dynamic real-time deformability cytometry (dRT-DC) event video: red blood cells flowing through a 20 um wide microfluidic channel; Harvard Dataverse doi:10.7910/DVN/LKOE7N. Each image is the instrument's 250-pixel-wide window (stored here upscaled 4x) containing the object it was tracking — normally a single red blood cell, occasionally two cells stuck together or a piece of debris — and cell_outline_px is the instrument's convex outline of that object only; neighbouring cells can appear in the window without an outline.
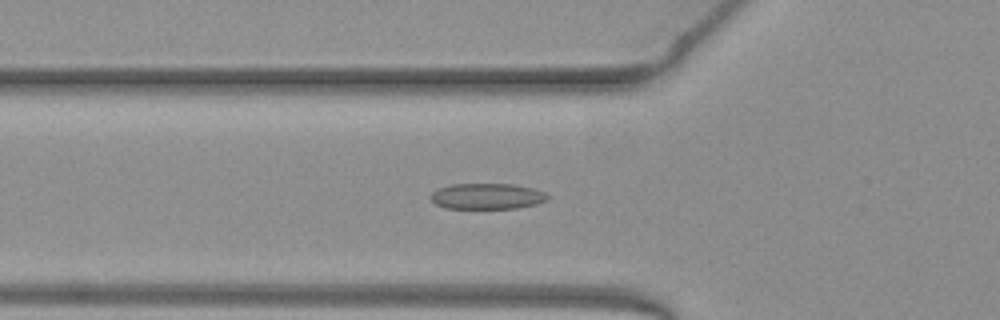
{"species": "common noctule bat (a hibernating species)", "species_latin": "Nyctalus noctula", "temperature_condition": "warm", "stored_images_in_passage": 51, "camera_frame_rate_fps": 3000, "um_per_image_px": 0.085, "animal": {"sex": "female", "body_mass_g": 19.3, "forearm_length_mm": 54.1}, "frame": {"image": 1, "passage_image": 17, "time_ms": 5.333, "image_size_px": [1000, 320], "cell_outline_px": [[552, 196], [548, 200], [536, 204], [516, 208], [444, 208], [436, 204], [428, 196], [436, 188], [452, 184], [512, 184], [532, 188], [544, 192]], "centroid_in_image_um": [41.39, 16.68], "position_along_channel_um": 84.4, "area_um2": 17.74}}
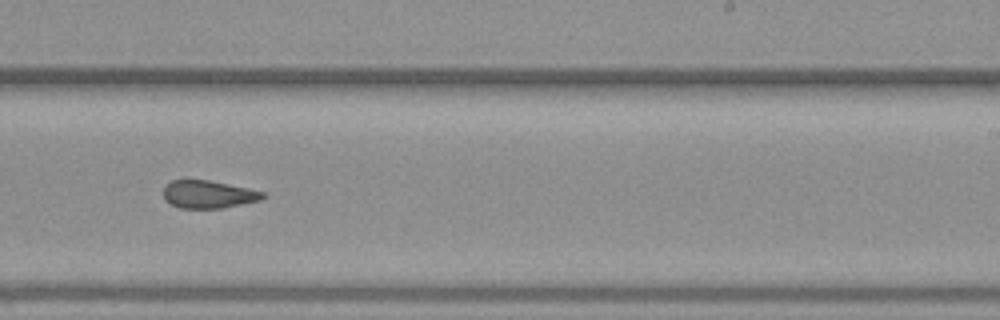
{"frame": {"image": 2, "passage_image": 31, "time_ms": 10.0, "image_size_px": [1000, 320], "cell_outline_px": [[268, 196], [260, 200], [224, 208], [180, 208], [164, 200], [164, 188], [172, 180], [208, 180], [248, 188], [264, 192]], "centroid_in_image_um": [17.74, 16.53], "position_along_channel_um": 271.3, "area_um2": 16.01}}
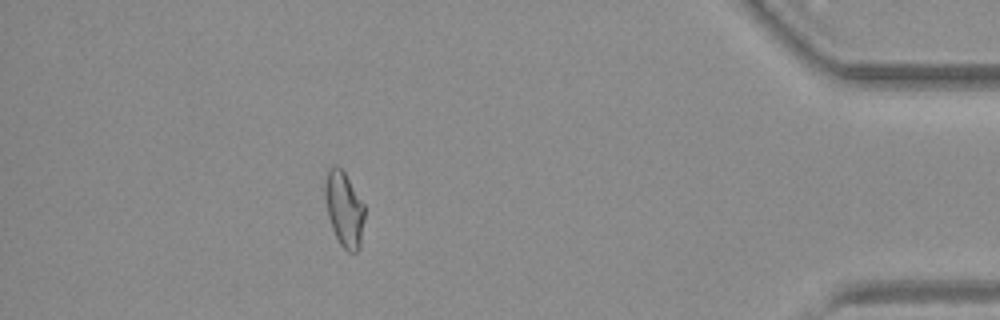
{"frame": {"image": 3, "passage_image": 45, "time_ms": 14.667, "image_size_px": [1000, 320], "cell_outline_px": [[364, 220], [360, 248], [356, 252], [348, 252], [340, 244], [332, 228], [328, 216], [324, 196], [324, 184], [328, 168], [336, 164], [344, 172], [364, 204]], "centroid_in_image_um": [29.24, 17.77], "position_along_channel_um": 406.0, "area_um2": 17.34}, "authors_computed_cell_mechanics": {"area_um2": 17.4556, "velocity_mm_per_s": 3.9952, "shape_relaxation_time_tau1_ms": null, "shape_relaxation_time_tau2_ms": 3.468, "deformation_change_tau1": null, "deformation_change_tau2": 0.1328}}